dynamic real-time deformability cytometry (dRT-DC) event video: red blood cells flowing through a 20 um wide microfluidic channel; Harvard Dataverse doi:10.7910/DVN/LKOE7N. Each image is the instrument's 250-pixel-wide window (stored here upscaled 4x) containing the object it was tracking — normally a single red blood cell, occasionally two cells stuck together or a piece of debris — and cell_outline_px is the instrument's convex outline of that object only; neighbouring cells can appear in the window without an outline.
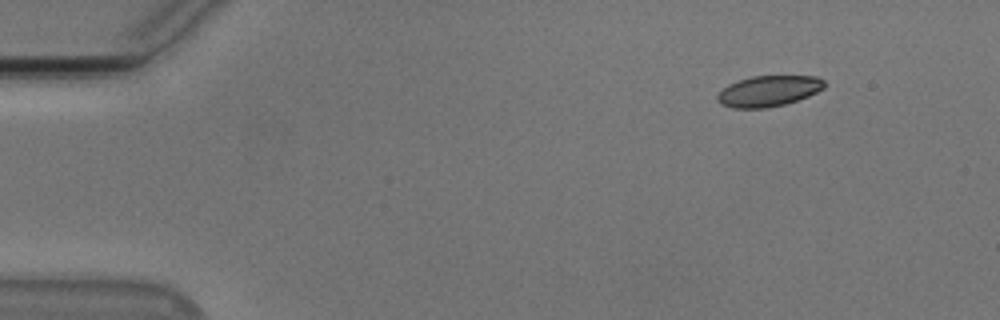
{"species": "Egyptian fruit bat (a non-hibernating species)", "species_latin": "Rousettus aegyptiacus", "temperature_condition": "cold", "stored_images_in_passage": 49, "camera_frame_rate_fps": 3000, "um_per_image_px": 0.085, "animal": {"sex": "male"}, "frame": {"image": 1, "passage_image": 1, "time_ms": 0.0, "image_size_px": [1000, 320], "cell_outline_px": [[824, 88], [808, 96], [784, 104], [764, 108], [732, 108], [720, 104], [716, 100], [716, 96], [728, 84], [752, 76], [816, 76], [824, 80]], "centroid_in_image_um": [65.3, 7.74], "position_along_channel_um": 19.7, "area_um2": 19.07}}
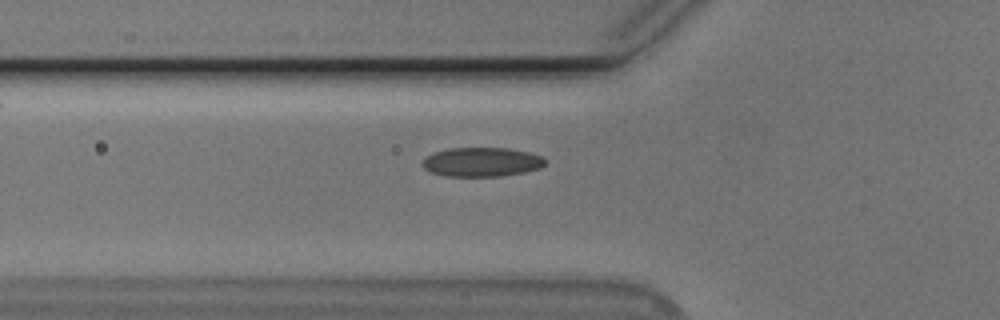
{"frame": {"image": 2, "passage_image": 14, "time_ms": 4.333, "image_size_px": [1000, 320], "cell_outline_px": [[548, 160], [540, 168], [524, 172], [500, 176], [444, 176], [432, 172], [424, 168], [420, 164], [428, 156], [436, 152], [448, 148], [508, 148], [528, 152], [544, 156]], "centroid_in_image_um": [40.98, 13.77], "position_along_channel_um": 84.8, "area_um2": 20.87}}
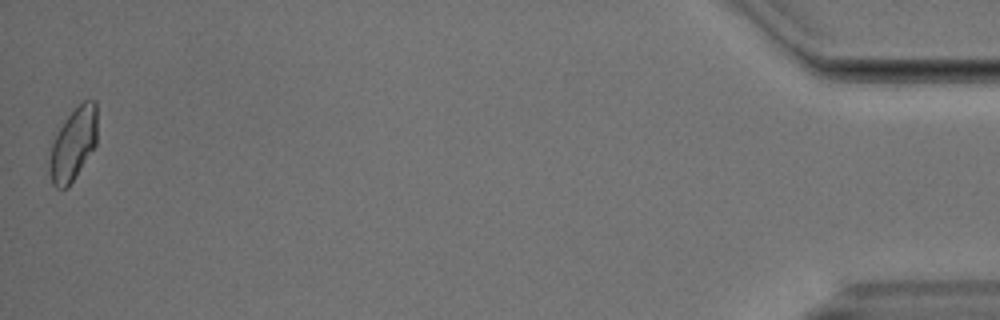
{"frame": {"image": 3, "passage_image": 49, "time_ms": 16.0, "image_size_px": [1000, 320], "cell_outline_px": [[96, 144], [68, 188], [56, 188], [52, 184], [48, 168], [48, 160], [52, 140], [68, 116], [84, 100], [96, 100]], "centroid_in_image_um": [6.19, 12.29], "position_along_channel_um": 429.0, "area_um2": 20.06}, "authors_computed_cell_mechanics": {"area_um2": 19.9988, "velocity_mm_per_s": 3.7598, "shape_relaxation_time_tau1_ms": 4.5051, "shape_relaxation_time_tau2_ms": 1.9838, "deformation_change_tau1": 0.1209, "deformation_change_tau2": 0.0492}}